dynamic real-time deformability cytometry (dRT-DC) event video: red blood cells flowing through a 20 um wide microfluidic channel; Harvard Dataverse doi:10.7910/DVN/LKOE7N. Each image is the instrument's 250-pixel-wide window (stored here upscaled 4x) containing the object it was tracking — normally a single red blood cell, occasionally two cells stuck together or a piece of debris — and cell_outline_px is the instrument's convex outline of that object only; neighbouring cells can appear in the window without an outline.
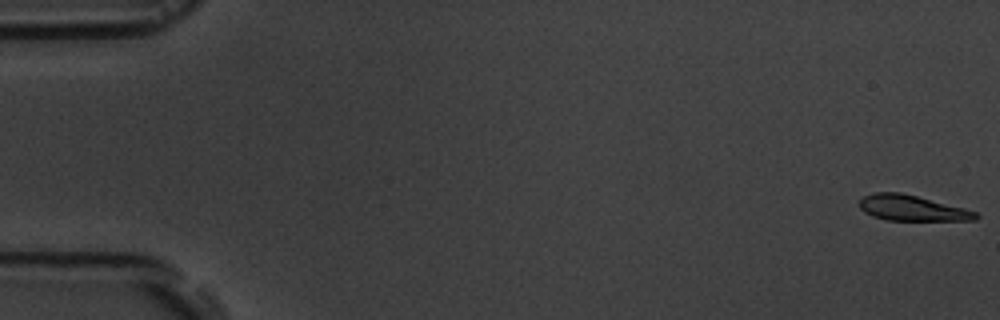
{"species": "common noctule bat (a hibernating species)", "species_latin": "Nyctalus noctula", "temperature_condition": "room temperature", "stored_images_in_passage": 7, "camera_frame_rate_fps": 3000, "um_per_image_px": 0.085, "animal": {"sex": "male", "body_mass_g": 19.5, "forearm_length_mm": 54.6}, "frame": {"image": 1, "passage_image": 1, "time_ms": 0.0, "image_size_px": [1000, 320], "cell_outline_px": [[980, 216], [976, 220], [888, 220], [872, 216], [864, 212], [860, 208], [860, 200], [864, 196], [876, 192], [900, 192], [964, 208], [976, 212]], "centroid_in_image_um": [77.51, 17.69], "position_along_channel_um": 7.5, "area_um2": 17.11}}
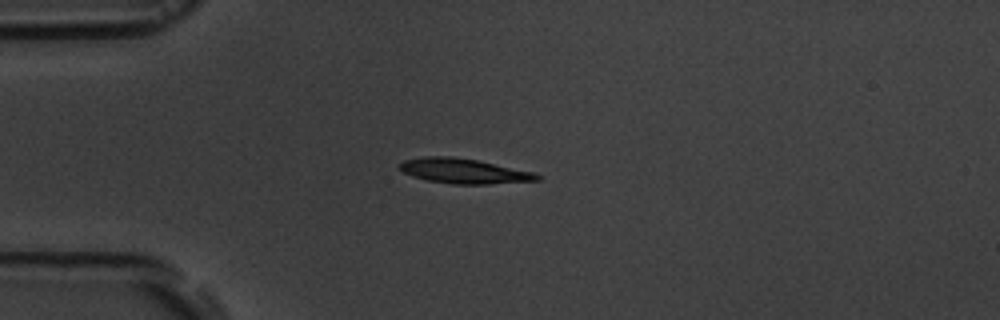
{"frame": {"image": 2, "passage_image": 5, "time_ms": 4.667, "image_size_px": [1000, 320], "cell_outline_px": [[544, 176], [540, 180], [488, 184], [452, 184], [428, 180], [412, 176], [404, 172], [396, 164], [404, 160], [424, 156], [452, 156], [476, 160], [532, 172]], "centroid_in_image_um": [39.4, 14.53], "position_along_channel_um": 45.6, "area_um2": 19.88}}
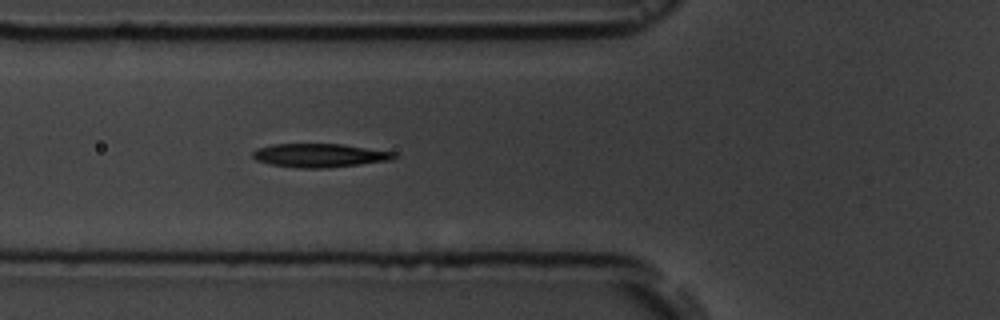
{"frame": {"image": 3, "passage_image": 7, "time_ms": 6.667, "image_size_px": [1000, 320], "cell_outline_px": [[400, 156], [392, 160], [328, 168], [300, 168], [272, 164], [256, 160], [252, 156], [252, 152], [256, 148], [272, 144], [344, 144], [396, 152]], "centroid_in_image_um": [27.22, 13.2], "position_along_channel_um": 98.6, "area_um2": 19.65}}